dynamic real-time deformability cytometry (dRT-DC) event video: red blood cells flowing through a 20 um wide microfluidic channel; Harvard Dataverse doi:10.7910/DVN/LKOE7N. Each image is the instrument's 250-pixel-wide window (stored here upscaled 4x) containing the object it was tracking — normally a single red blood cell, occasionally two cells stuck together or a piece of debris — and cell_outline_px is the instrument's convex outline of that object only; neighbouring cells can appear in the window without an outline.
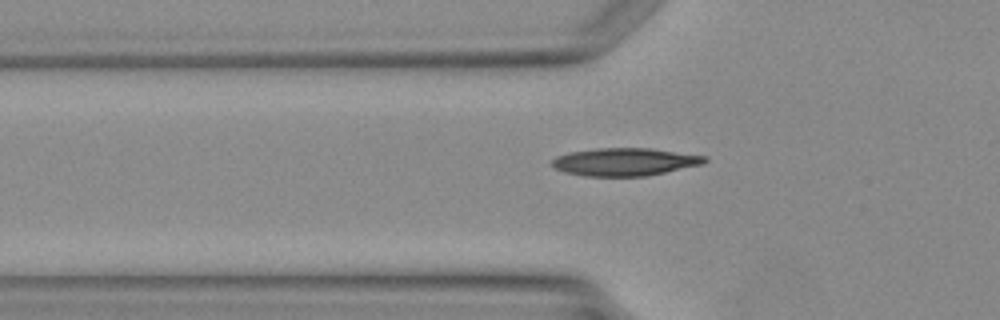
{"species": "Egyptian fruit bat (a non-hibernating species)", "species_latin": "Rousettus aegyptiacus", "temperature_condition": "warm", "stored_images_in_passage": 2, "camera_frame_rate_fps": 3000, "um_per_image_px": 0.085, "animal": {"sex": "female"}, "frame": {"image": 1, "passage_image": 2, "time_ms": 1.333, "image_size_px": [1000, 320], "cell_outline_px": [[708, 160], [704, 164], [648, 176], [584, 176], [564, 172], [552, 168], [552, 160], [556, 156], [572, 152], [596, 148], [648, 148], [708, 156]], "centroid_in_image_um": [53.12, 13.76], "position_along_channel_um": 72.7, "area_um2": 24.85}}